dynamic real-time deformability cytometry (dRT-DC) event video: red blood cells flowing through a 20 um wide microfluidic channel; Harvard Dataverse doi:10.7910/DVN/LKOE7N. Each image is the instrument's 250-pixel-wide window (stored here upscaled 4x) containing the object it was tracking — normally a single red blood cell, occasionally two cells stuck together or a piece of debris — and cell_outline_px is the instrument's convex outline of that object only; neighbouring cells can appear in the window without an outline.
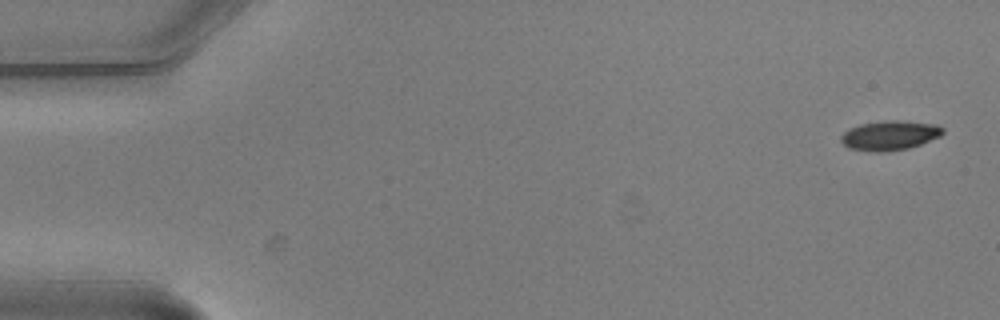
{"species": "common noctule bat (a hibernating species)", "species_latin": "Nyctalus noctula", "temperature_condition": "warm", "stored_images_in_passage": 4, "camera_frame_rate_fps": 3000, "um_per_image_px": 0.085, "animal": {"sex": "male", "body_mass_g": 20.5, "forearm_length_mm": 52.5}, "frame": {"image": 1, "passage_image": 1, "time_ms": 0.0, "image_size_px": [1000, 320], "cell_outline_px": [[944, 132], [940, 136], [920, 144], [908, 148], [888, 152], [872, 152], [848, 148], [840, 140], [840, 136], [848, 128], [860, 124], [884, 120], [904, 120], [936, 124], [944, 128]], "centroid_in_image_um": [75.61, 11.5], "position_along_channel_um": 9.4, "area_um2": 17.8}}
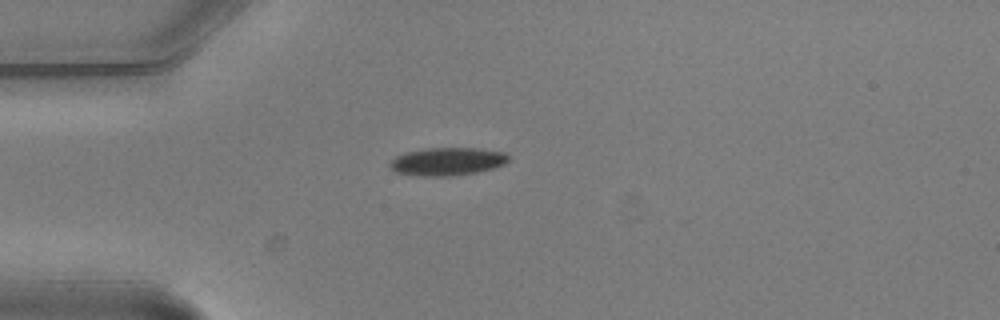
{"frame": {"image": 2, "passage_image": 4, "time_ms": 1.0, "image_size_px": [1000, 320], "cell_outline_px": [[508, 160], [504, 164], [492, 168], [476, 172], [452, 176], [420, 176], [396, 172], [388, 164], [396, 156], [404, 152], [428, 148], [476, 148], [504, 152], [508, 156]], "centroid_in_image_um": [38.0, 13.72], "position_along_channel_um": 47.0, "area_um2": 19.19}}